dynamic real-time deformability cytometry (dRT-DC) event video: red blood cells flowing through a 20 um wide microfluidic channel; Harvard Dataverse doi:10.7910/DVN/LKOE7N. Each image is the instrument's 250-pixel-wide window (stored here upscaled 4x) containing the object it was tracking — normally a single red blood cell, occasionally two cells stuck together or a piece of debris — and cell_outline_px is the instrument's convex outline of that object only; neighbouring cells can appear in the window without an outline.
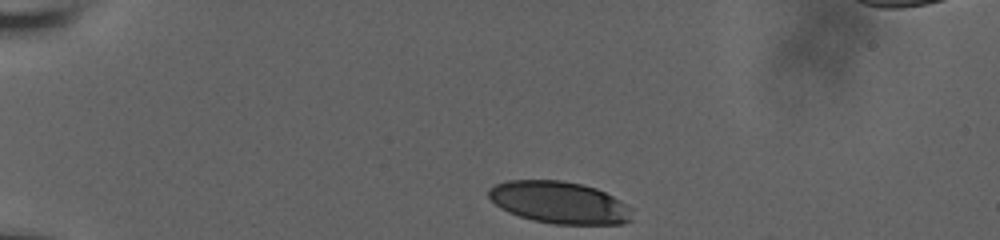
{"species": "human", "species_latin": "Homo sapiens", "temperature_condition": "room temperature", "stored_images_in_passage": 8, "camera_frame_rate_fps": 3000, "um_per_image_px": 0.085, "donor": {"sex": "male"}, "frame": {"image": 1, "passage_image": 1, "time_ms": 0.0, "image_size_px": [1000, 240], "cell_outline_px": [[632, 220], [620, 224], [552, 224], [532, 220], [508, 212], [500, 208], [488, 196], [488, 188], [496, 184], [508, 180], [560, 180], [580, 184], [596, 188], [620, 200], [632, 208]], "centroid_in_image_um": [47.54, 17.21], "position_along_channel_um": 37.5, "area_um2": 35.2}}
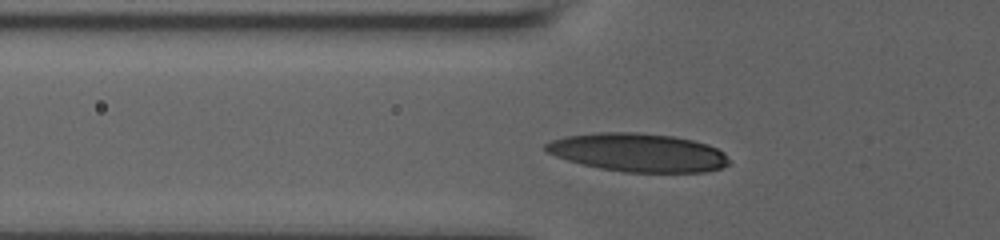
{"frame": {"image": 2, "passage_image": 6, "time_ms": 2.667, "image_size_px": [1000, 240], "cell_outline_px": [[728, 164], [720, 168], [704, 172], [624, 172], [600, 168], [568, 160], [556, 156], [548, 152], [544, 148], [544, 144], [552, 140], [568, 136], [600, 132], [636, 132], [672, 136], [692, 140], [708, 144], [724, 152], [728, 160]], "centroid_in_image_um": [54.24, 12.96], "position_along_channel_um": 71.6, "area_um2": 40.69}}